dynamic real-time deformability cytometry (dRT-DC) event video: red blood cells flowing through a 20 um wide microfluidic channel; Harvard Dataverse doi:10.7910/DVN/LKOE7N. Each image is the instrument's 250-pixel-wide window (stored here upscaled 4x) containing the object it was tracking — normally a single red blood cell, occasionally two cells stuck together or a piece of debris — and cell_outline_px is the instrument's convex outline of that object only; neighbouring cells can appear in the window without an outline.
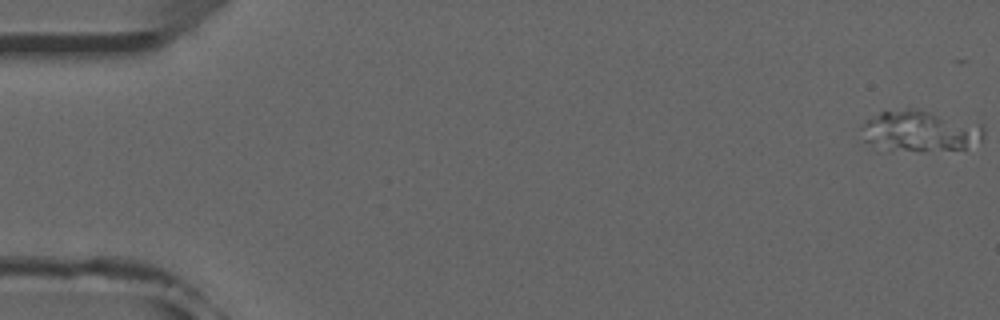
{"species": "common noctule bat (a hibernating species)", "species_latin": "Nyctalus noctula", "temperature_condition": "room temperature", "stored_images_in_passage": 7, "camera_frame_rate_fps": 3000, "um_per_image_px": 0.085, "animal": {"sex": "male", "forearm_length_mm": 52.5}, "frame": {"image": 1, "passage_image": 1, "time_ms": 0.0, "image_size_px": [1000, 320], "cell_outline_px": [[984, 136], [980, 140], [964, 148], [920, 152], [876, 152], [864, 140], [864, 124], [868, 120], [880, 112], [908, 108], [916, 108], [984, 124]], "centroid_in_image_um": [78.17, 11.18], "position_along_channel_um": 6.8, "area_um2": 30.23}}